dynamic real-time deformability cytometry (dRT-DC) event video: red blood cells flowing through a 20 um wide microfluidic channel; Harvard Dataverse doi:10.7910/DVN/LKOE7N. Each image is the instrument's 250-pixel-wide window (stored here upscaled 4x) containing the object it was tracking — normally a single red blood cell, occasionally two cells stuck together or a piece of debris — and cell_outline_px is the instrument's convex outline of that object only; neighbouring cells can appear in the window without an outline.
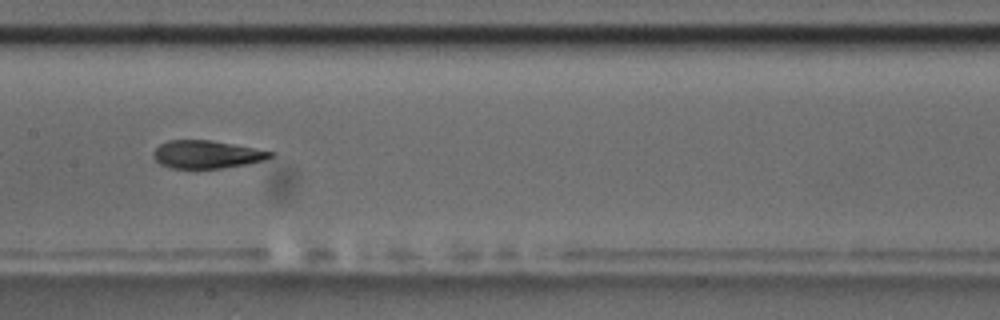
{"species": "common noctule bat (a hibernating species)", "species_latin": "Nyctalus noctula", "temperature_condition": "room temperature", "stored_images_in_passage": 12, "segment_of_instrument_passage": [1, 2], "camera_frame_rate_fps": 3000, "um_per_image_px": 0.085, "animal": {"sex": "male", "body_mass_g": 17.5, "forearm_length_mm": 52.3}, "frame": {"image": 1, "passage_image": 9, "time_ms": 9.333, "image_size_px": [1000, 320], "cell_outline_px": [[276, 152], [272, 156], [264, 160], [248, 164], [220, 168], [172, 168], [160, 164], [152, 156], [152, 152], [160, 144], [168, 140], [212, 140]], "centroid_in_image_um": [17.57, 13.12], "position_along_channel_um": 189.8, "area_um2": 19.02}}
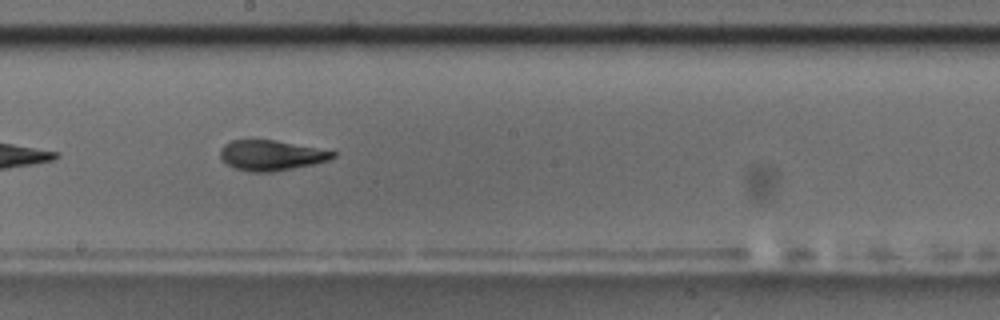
{"frame": {"image": 2, "passage_image": 10, "time_ms": 10.333, "image_size_px": [1000, 320], "cell_outline_px": [[336, 156], [328, 160], [316, 164], [272, 172], [252, 172], [236, 168], [228, 164], [220, 156], [220, 148], [224, 144], [232, 140], [276, 140], [336, 152]], "centroid_in_image_um": [23.06, 13.2], "position_along_channel_um": 225.1, "area_um2": 19.71}}